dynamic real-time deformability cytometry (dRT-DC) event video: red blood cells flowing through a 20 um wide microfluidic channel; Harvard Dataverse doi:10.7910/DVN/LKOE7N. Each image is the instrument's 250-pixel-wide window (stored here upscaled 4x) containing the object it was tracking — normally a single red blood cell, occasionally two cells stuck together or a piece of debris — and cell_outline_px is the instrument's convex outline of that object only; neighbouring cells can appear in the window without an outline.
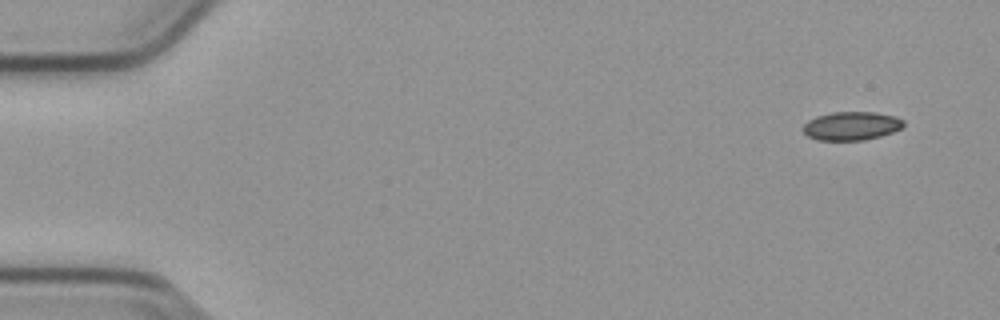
{"species": "common noctule bat (a hibernating species)", "species_latin": "Nyctalus noctula", "temperature_condition": "cold", "stored_images_in_passage": 52, "camera_frame_rate_fps": 3000, "um_per_image_px": 0.085, "animal": {"sex": "male", "body_mass_g": 23.1, "forearm_length_mm": 52.7}, "frame": {"image": 1, "passage_image": 1, "time_ms": 0.0, "image_size_px": [1000, 320], "cell_outline_px": [[904, 124], [900, 128], [892, 132], [880, 136], [864, 140], [816, 140], [808, 136], [804, 132], [804, 124], [808, 120], [816, 116], [832, 112], [876, 112], [896, 116], [904, 120]], "centroid_in_image_um": [72.37, 10.69], "position_along_channel_um": 12.6, "area_um2": 16.7}}
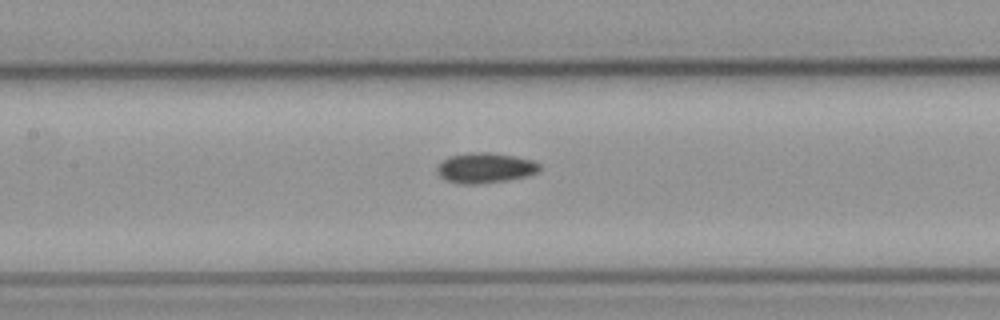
{"frame": {"image": 2, "passage_image": 23, "time_ms": 7.333, "image_size_px": [1000, 320], "cell_outline_px": [[540, 168], [536, 172], [528, 176], [480, 184], [456, 184], [444, 180], [436, 172], [436, 168], [444, 160], [452, 156], [472, 152], [488, 152], [516, 156], [532, 160], [540, 164]], "centroid_in_image_um": [41.22, 14.28], "position_along_channel_um": 166.2, "area_um2": 18.03}}
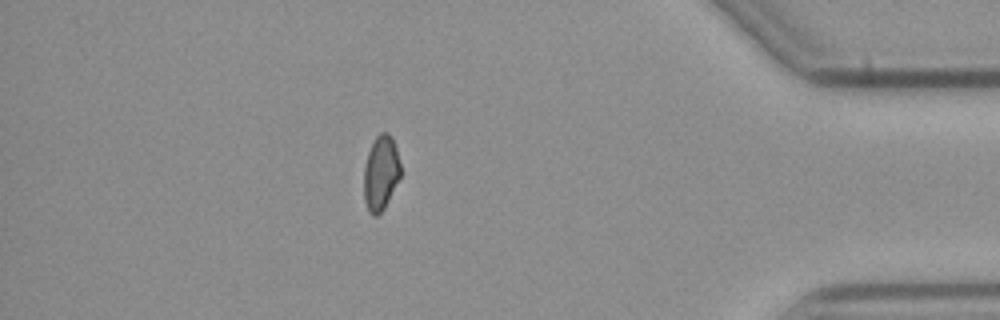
{"frame": {"image": 3, "passage_image": 45, "time_ms": 14.667, "image_size_px": [1000, 320], "cell_outline_px": [[400, 176], [384, 208], [376, 216], [372, 216], [368, 212], [364, 200], [364, 168], [368, 152], [376, 136], [380, 132], [388, 132], [392, 136], [396, 148], [400, 164]], "centroid_in_image_um": [32.36, 14.69], "position_along_channel_um": 402.8, "area_um2": 15.9}}